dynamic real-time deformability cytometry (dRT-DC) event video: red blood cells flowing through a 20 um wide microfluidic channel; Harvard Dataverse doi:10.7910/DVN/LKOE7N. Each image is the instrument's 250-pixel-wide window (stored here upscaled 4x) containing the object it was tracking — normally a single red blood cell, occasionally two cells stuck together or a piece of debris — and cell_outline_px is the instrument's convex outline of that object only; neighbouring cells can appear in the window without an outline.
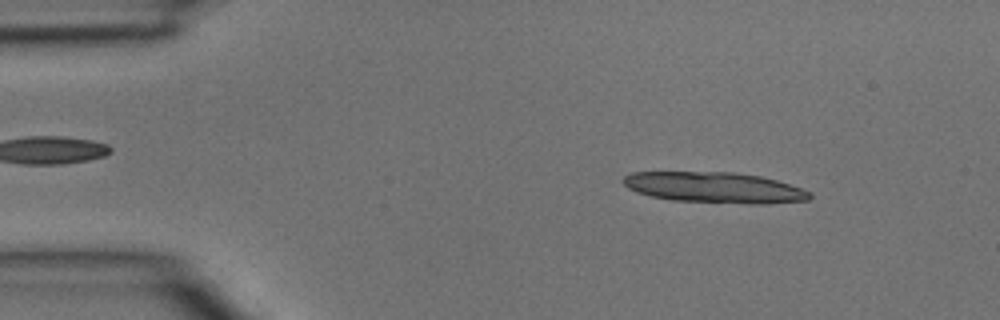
{"species": "common noctule bat (a hibernating species)", "species_latin": "Nyctalus noctula", "temperature_condition": "room temperature", "stored_images_in_passage": 4, "camera_frame_rate_fps": 3000, "um_per_image_px": 0.085, "animal": {"sex": "male", "body_mass_g": 15.6}, "frame": {"image": 1, "passage_image": 2, "time_ms": 0.333, "image_size_px": [1000, 320], "cell_outline_px": [[812, 196], [808, 200], [768, 204], [748, 204], [672, 200], [652, 196], [636, 192], [628, 188], [624, 184], [624, 176], [632, 172], [736, 172], [760, 176], [776, 180], [812, 192]], "centroid_in_image_um": [60.76, 15.94], "position_along_channel_um": 24.2, "area_um2": 33.47}}